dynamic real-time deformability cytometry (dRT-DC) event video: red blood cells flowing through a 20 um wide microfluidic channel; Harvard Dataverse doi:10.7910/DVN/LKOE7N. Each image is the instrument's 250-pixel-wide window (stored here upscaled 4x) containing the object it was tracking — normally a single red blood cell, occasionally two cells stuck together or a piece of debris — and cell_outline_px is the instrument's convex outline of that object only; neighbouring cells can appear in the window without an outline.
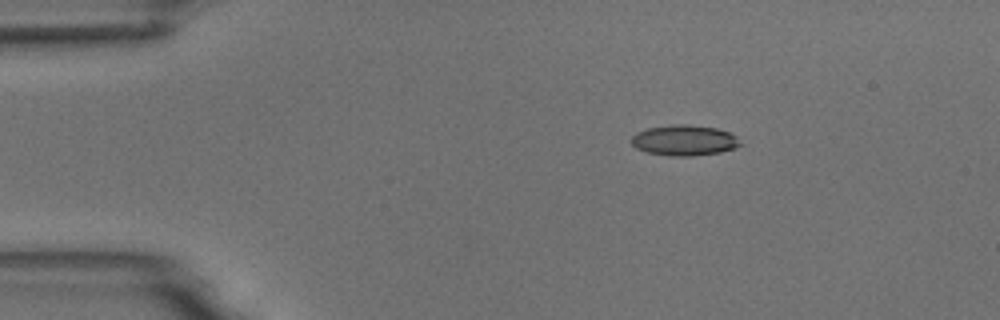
{"species": "common noctule bat (a hibernating species)", "species_latin": "Nyctalus noctula", "temperature_condition": "room temperature", "stored_images_in_passage": 2, "camera_frame_rate_fps": 3000, "um_per_image_px": 0.085, "animal": {"sex": "male", "body_mass_g": 18.8}, "frame": {"image": 1, "passage_image": 1, "time_ms": 0.0, "image_size_px": [1000, 320], "cell_outline_px": [[744, 144], [720, 152], [692, 156], [672, 156], [648, 152], [636, 148], [632, 144], [632, 136], [636, 132], [648, 128], [672, 124], [684, 124], [716, 128], [728, 132], [736, 136]], "centroid_in_image_um": [58.17, 11.92], "position_along_channel_um": 26.8, "area_um2": 19.31}}